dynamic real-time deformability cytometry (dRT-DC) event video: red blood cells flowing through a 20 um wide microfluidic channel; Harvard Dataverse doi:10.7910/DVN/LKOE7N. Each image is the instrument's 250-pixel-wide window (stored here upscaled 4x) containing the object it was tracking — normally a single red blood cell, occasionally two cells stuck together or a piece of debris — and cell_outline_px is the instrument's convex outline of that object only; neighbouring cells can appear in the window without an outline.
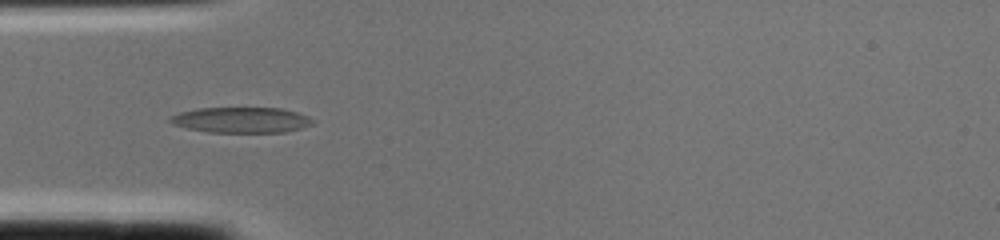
{"species": "common noctule bat (a hibernating species)", "species_latin": "Nyctalus noctula", "temperature_condition": "cold", "stored_images_in_passage": 2, "camera_frame_rate_fps": 3000, "um_per_image_px": 0.085, "animal": {"sex": "female", "body_mass_g": 22.0, "forearm_length_mm": 56.7}, "frame": {"image": 1, "passage_image": 2, "time_ms": 0.333, "image_size_px": [1000, 240], "cell_outline_px": [[316, 120], [312, 124], [300, 128], [284, 132], [208, 132], [188, 128], [172, 124], [168, 120], [172, 116], [180, 112], [196, 108], [280, 108], [296, 112], [308, 116]], "centroid_in_image_um": [20.51, 10.19], "position_along_channel_um": 64.5, "area_um2": 21.15}}